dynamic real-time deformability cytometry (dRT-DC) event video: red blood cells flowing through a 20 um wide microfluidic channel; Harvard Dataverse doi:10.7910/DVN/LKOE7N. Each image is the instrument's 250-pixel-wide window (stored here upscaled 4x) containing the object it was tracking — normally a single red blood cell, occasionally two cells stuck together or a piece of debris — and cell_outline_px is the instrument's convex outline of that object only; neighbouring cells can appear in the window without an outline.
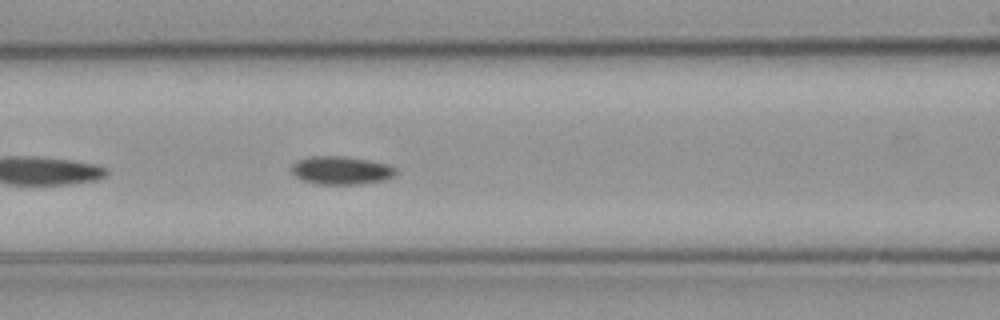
{"species": "common noctule bat (a hibernating species)", "species_latin": "Nyctalus noctula", "temperature_condition": "cold", "stored_images_in_passage": 25, "camera_frame_rate_fps": 3000, "um_per_image_px": 0.085, "animal": {"sex": "male", "body_mass_g": 23.1, "forearm_length_mm": 52.7}, "frame": {"image": 1, "passage_image": 8, "time_ms": 2.333, "image_size_px": [1000, 320], "cell_outline_px": [[396, 172], [388, 180], [356, 184], [316, 184], [300, 180], [292, 172], [292, 164], [296, 160], [312, 156], [340, 156], [368, 160], [388, 164], [396, 168]], "centroid_in_image_um": [28.98, 14.48], "position_along_channel_um": 137.6, "area_um2": 17.17}}
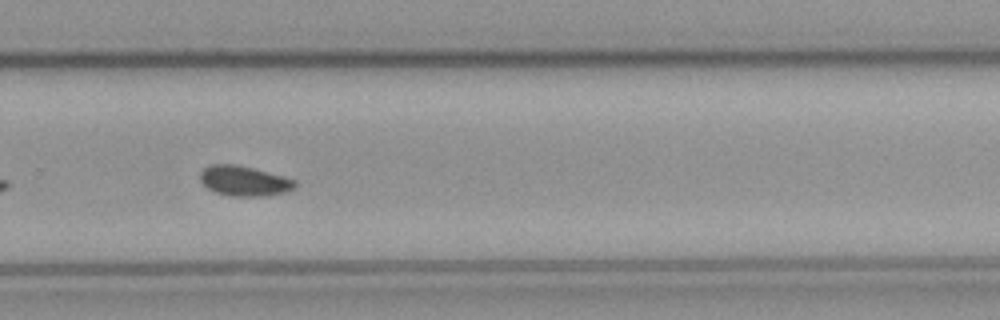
{"frame": {"image": 2, "passage_image": 22, "time_ms": 7.0, "image_size_px": [1000, 320], "cell_outline_px": [[296, 188], [284, 192], [260, 196], [228, 196], [216, 192], [208, 188], [200, 180], [200, 172], [204, 168], [212, 164], [236, 164], [284, 176], [296, 180]], "centroid_in_image_um": [20.75, 15.37], "position_along_channel_um": 309.0, "area_um2": 16.53}}